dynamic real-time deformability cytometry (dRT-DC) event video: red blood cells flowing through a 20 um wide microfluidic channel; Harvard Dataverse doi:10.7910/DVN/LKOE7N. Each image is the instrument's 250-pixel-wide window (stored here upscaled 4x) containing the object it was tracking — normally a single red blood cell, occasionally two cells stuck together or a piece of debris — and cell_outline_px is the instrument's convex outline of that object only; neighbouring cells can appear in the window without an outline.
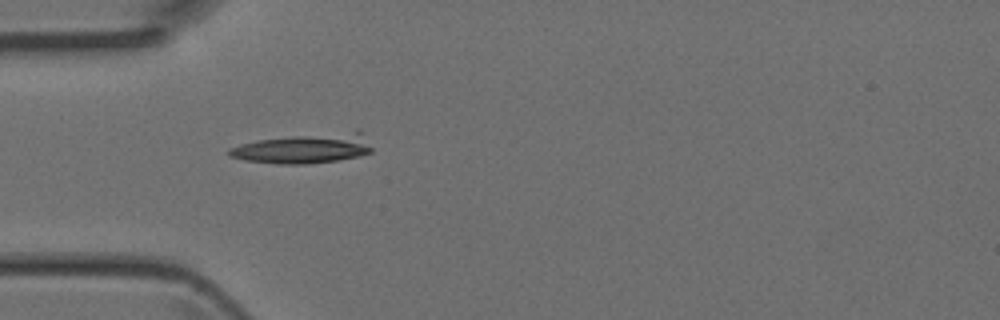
{"species": "Egyptian fruit bat (a non-hibernating species)", "species_latin": "Rousettus aegyptiacus", "temperature_condition": "room temperature", "stored_images_in_passage": 4, "camera_frame_rate_fps": 3000, "um_per_image_px": 0.085, "animal": {"sex": "female"}, "frame": {"image": 1, "passage_image": 4, "time_ms": 1.0, "image_size_px": [1000, 320], "cell_outline_px": [[372, 152], [360, 156], [336, 160], [304, 164], [280, 164], [244, 160], [228, 156], [228, 148], [240, 144], [260, 140], [356, 128], [360, 128], [372, 148]], "centroid_in_image_um": [25.93, 12.58], "position_along_channel_um": 59.1, "area_um2": 25.26}}